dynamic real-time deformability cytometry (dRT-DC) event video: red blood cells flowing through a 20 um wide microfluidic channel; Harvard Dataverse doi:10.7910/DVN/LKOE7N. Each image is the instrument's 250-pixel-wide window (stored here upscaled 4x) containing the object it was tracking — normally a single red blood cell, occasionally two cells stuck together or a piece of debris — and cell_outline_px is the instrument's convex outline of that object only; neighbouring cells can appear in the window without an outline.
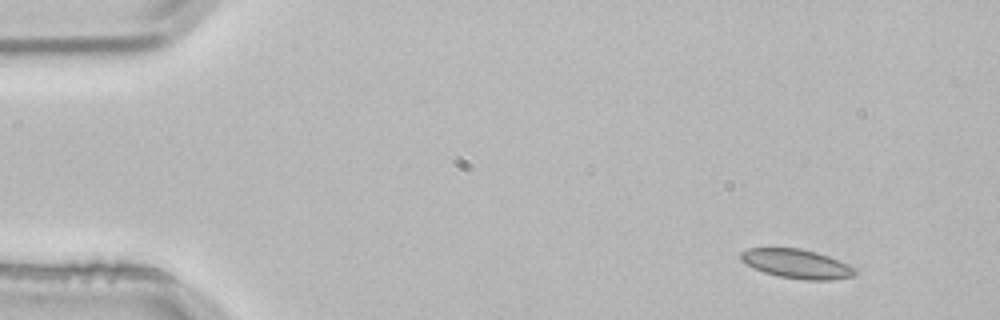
{"species": "common noctule bat (a hibernating species)", "species_latin": "Nyctalus noctula", "temperature_condition": "room temperature", "stored_images_in_passage": 3, "camera_frame_rate_fps": 3000, "um_per_image_px": 0.085, "animal": {"sex": "male", "body_mass_g": 21.5, "forearm_length_mm": 52.0}, "frame": {"image": 1, "passage_image": 1, "time_ms": 0.0, "image_size_px": [1000, 320], "cell_outline_px": [[856, 272], [852, 276], [832, 280], [804, 280], [780, 276], [764, 272], [740, 260], [740, 252], [748, 248], [800, 248], [816, 252], [828, 256], [856, 268]], "centroid_in_image_um": [67.72, 22.42], "position_along_channel_um": 17.3, "area_um2": 19.19}}
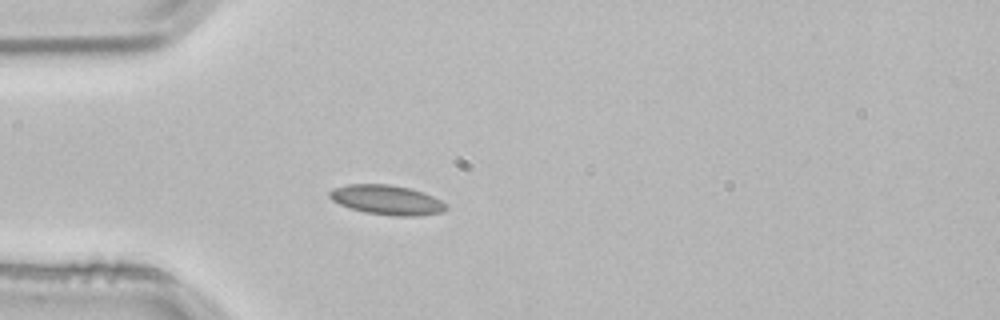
{"frame": {"image": 2, "passage_image": 3, "time_ms": 0.667, "image_size_px": [1000, 320], "cell_outline_px": [[448, 208], [444, 212], [420, 216], [392, 216], [364, 212], [340, 204], [332, 200], [328, 196], [328, 192], [332, 188], [348, 184], [388, 184], [408, 188], [424, 192], [448, 204]], "centroid_in_image_um": [32.9, 17.0], "position_along_channel_um": 52.1, "area_um2": 20.29}}